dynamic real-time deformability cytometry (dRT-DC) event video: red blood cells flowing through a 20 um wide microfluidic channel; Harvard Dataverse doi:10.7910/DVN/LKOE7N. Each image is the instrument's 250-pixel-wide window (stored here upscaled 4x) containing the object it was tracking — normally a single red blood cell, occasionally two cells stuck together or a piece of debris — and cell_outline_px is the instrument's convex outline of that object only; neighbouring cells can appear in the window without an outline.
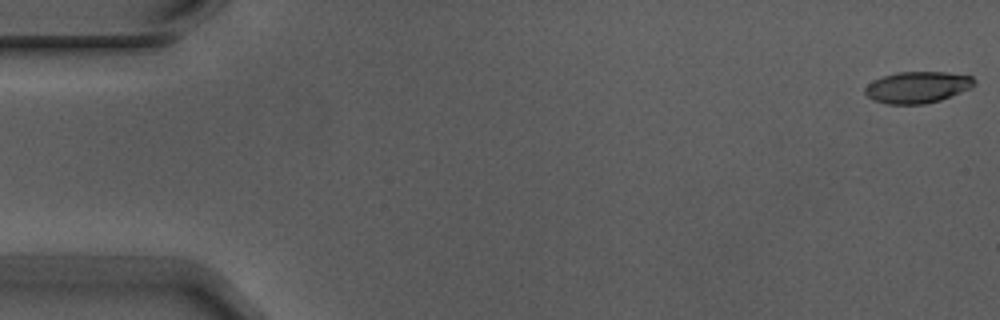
{"species": "Egyptian fruit bat (a non-hibernating species)", "species_latin": "Rousettus aegyptiacus", "temperature_condition": "warm", "stored_images_in_passage": 5, "camera_frame_rate_fps": 3000, "um_per_image_px": 0.085, "animal": {"sex": "male"}, "frame": {"image": 1, "passage_image": 1, "time_ms": 0.0, "image_size_px": [1000, 320], "cell_outline_px": [[976, 84], [972, 88], [940, 100], [924, 104], [888, 104], [872, 100], [864, 92], [864, 88], [872, 80], [896, 72], [944, 72], [972, 76], [976, 80]], "centroid_in_image_um": [77.99, 7.41], "position_along_channel_um": 7.0, "area_um2": 20.17}}